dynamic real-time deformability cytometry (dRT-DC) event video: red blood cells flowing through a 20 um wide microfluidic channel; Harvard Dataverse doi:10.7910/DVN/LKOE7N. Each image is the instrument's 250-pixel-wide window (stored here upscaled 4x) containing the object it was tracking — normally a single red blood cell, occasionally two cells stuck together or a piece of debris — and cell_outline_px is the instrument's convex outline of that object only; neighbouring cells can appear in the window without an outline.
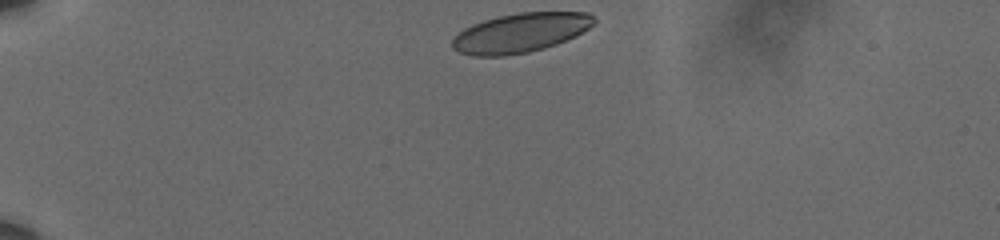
{"species": "human", "species_latin": "Homo sapiens", "temperature_condition": "cold", "stored_images_in_passage": 42, "camera_frame_rate_fps": 3000, "um_per_image_px": 0.085, "donor": {"sex": "male"}, "frame": {"image": 1, "passage_image": 1, "time_ms": 0.0, "image_size_px": [1000, 240], "cell_outline_px": [[596, 20], [588, 28], [556, 44], [544, 48], [528, 52], [504, 56], [472, 56], [460, 52], [452, 48], [452, 40], [464, 28], [472, 24], [484, 20], [500, 16], [520, 12], [588, 12]], "centroid_in_image_um": [44.2, 2.79], "position_along_channel_um": 40.8, "area_um2": 32.08}}
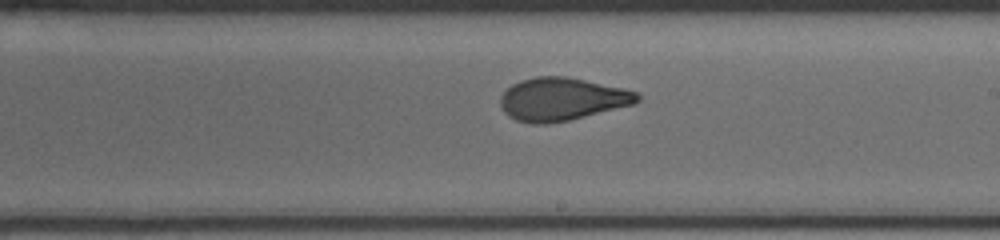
{"frame": {"image": 2, "passage_image": 23, "time_ms": 7.333, "image_size_px": [1000, 240], "cell_outline_px": [[640, 100], [636, 104], [568, 120], [544, 124], [532, 124], [516, 120], [508, 116], [504, 112], [500, 104], [500, 96], [512, 84], [520, 80], [536, 76], [568, 76], [624, 88], [636, 92], [640, 96]], "centroid_in_image_um": [47.76, 8.42], "position_along_channel_um": 241.2, "area_um2": 34.39}}
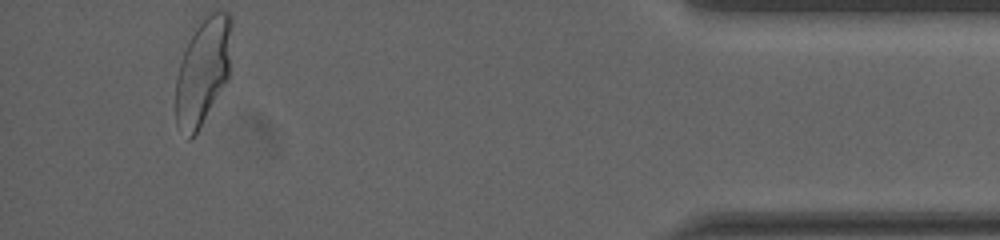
{"frame": {"image": 3, "passage_image": 42, "time_ms": 13.667, "image_size_px": [1000, 240], "cell_outline_px": [[232, 24], [228, 80], [196, 132], [188, 140], [176, 124], [176, 76], [180, 60], [184, 48], [196, 20], [212, 12], [228, 12], [232, 16]], "centroid_in_image_um": [17.23, 5.96], "position_along_channel_um": 418.0, "area_um2": 35.2}, "authors_computed_cell_mechanics": {"area_um2": 34.3621, "velocity_mm_per_s": 3.5864, "shape_relaxation_time_tau1_ms": 7.1279, "shape_relaxation_time_tau2_ms": null, "deformation_change_tau1": 0.2123, "deformation_change_tau2": null}}